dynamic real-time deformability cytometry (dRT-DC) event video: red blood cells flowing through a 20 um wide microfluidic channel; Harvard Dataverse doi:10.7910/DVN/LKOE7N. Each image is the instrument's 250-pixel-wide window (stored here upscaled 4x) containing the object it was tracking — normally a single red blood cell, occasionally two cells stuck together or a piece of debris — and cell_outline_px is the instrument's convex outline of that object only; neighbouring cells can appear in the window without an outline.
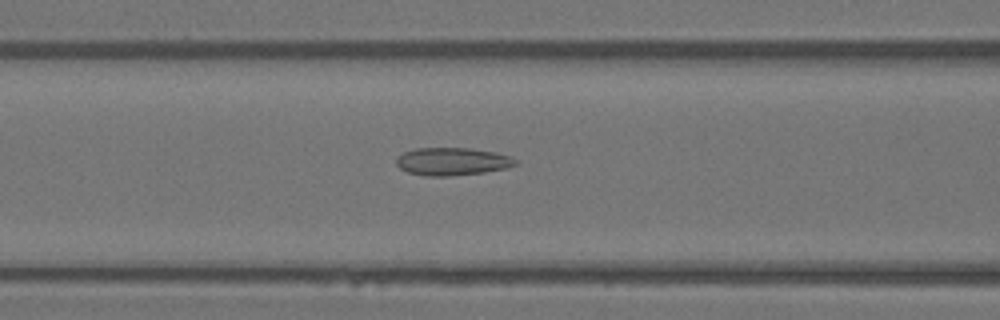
{"species": "Egyptian fruit bat (a non-hibernating species)", "species_latin": "Rousettus aegyptiacus", "temperature_condition": "warm", "stored_images_in_passage": 39, "camera_frame_rate_fps": 3000, "um_per_image_px": 0.085, "animal": {"sex": "female"}, "frame": {"image": 1, "passage_image": 12, "time_ms": 3.667, "image_size_px": [1000, 320], "cell_outline_px": [[516, 164], [508, 168], [484, 172], [448, 176], [428, 176], [408, 172], [400, 168], [396, 164], [396, 156], [404, 152], [416, 148], [472, 148], [496, 152], [512, 156], [516, 160]], "centroid_in_image_um": [38.45, 13.71], "position_along_channel_um": 128.2, "area_um2": 19.36}}
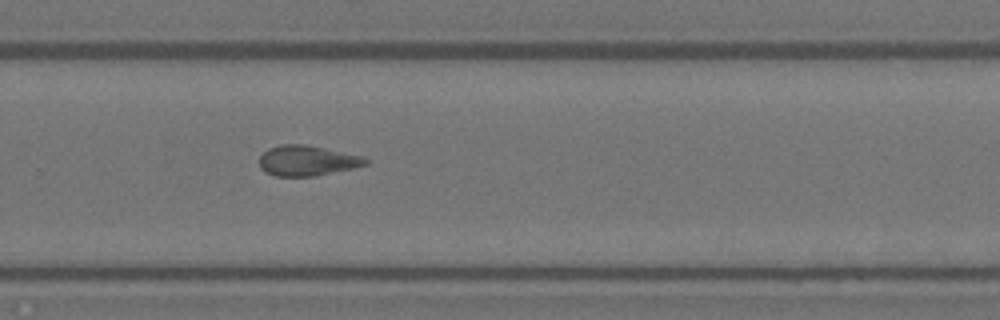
{"frame": {"image": 2, "passage_image": 24, "time_ms": 7.667, "image_size_px": [1000, 320], "cell_outline_px": [[368, 164], [356, 168], [312, 176], [276, 176], [264, 172], [260, 168], [260, 156], [268, 148], [280, 144], [304, 144], [364, 156], [368, 160]], "centroid_in_image_um": [26.11, 13.65], "position_along_channel_um": 303.7, "area_um2": 18.84}}
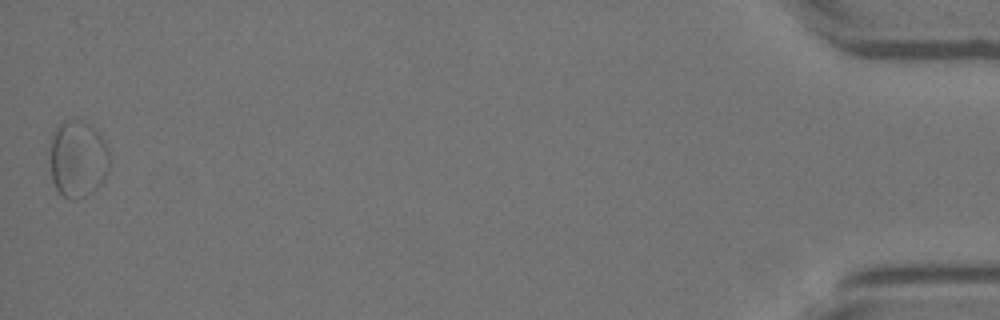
{"frame": {"image": 3, "passage_image": 39, "time_ms": 12.667, "image_size_px": [1000, 320], "cell_outline_px": [[108, 172], [100, 184], [92, 192], [76, 200], [68, 200], [56, 188], [52, 180], [48, 156], [52, 132], [60, 124], [68, 120], [80, 120], [88, 124], [108, 144]], "centroid_in_image_um": [6.57, 13.53], "position_along_channel_um": 428.6, "area_um2": 26.93}}